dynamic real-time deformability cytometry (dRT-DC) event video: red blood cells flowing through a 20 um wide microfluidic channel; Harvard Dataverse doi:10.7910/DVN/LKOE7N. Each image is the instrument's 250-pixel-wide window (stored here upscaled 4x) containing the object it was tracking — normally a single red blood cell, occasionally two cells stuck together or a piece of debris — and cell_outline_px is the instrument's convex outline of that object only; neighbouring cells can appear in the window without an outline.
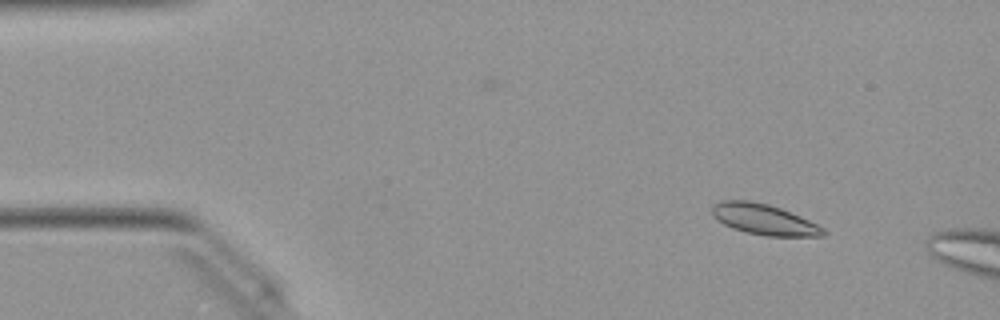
{"species": "Egyptian fruit bat (a non-hibernating species)", "species_latin": "Rousettus aegyptiacus", "temperature_condition": "warm", "stored_images_in_passage": 6, "camera_frame_rate_fps": 3000, "um_per_image_px": 0.085, "animal": {"sex": "female"}, "frame": {"image": 1, "passage_image": 2, "time_ms": 0.333, "image_size_px": [1000, 320], "cell_outline_px": [[828, 232], [824, 236], [764, 236], [732, 228], [724, 224], [712, 212], [712, 204], [724, 200], [748, 200], [768, 204], [780, 208], [800, 216], [824, 228]], "centroid_in_image_um": [64.97, 18.65], "position_along_channel_um": 20.0, "area_um2": 19.65}}